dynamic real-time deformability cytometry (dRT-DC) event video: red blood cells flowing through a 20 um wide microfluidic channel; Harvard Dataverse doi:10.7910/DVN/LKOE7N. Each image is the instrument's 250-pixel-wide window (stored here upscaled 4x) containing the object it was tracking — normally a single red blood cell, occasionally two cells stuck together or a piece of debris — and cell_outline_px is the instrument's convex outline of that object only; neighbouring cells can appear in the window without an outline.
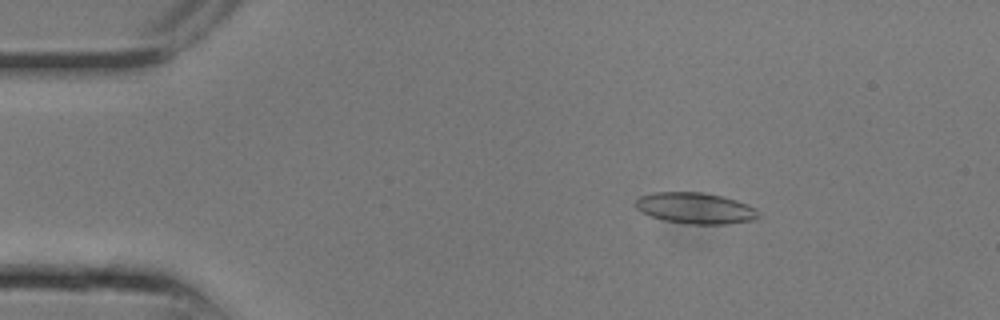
{"species": "common noctule bat (a hibernating species)", "species_latin": "Nyctalus noctula", "temperature_condition": "room temperature", "stored_images_in_passage": 13, "camera_frame_rate_fps": 3000, "um_per_image_px": 0.085, "animal": {"sex": "male", "body_mass_g": 13.3}, "frame": {"image": 1, "passage_image": 4, "time_ms": 1.0, "image_size_px": [1000, 320], "cell_outline_px": [[760, 216], [752, 220], [728, 224], [684, 224], [664, 220], [640, 212], [636, 208], [636, 200], [640, 196], [652, 192], [700, 192], [724, 196], [748, 204], [756, 208]], "centroid_in_image_um": [59.11, 17.69], "position_along_channel_um": 25.9, "area_um2": 22.43}}
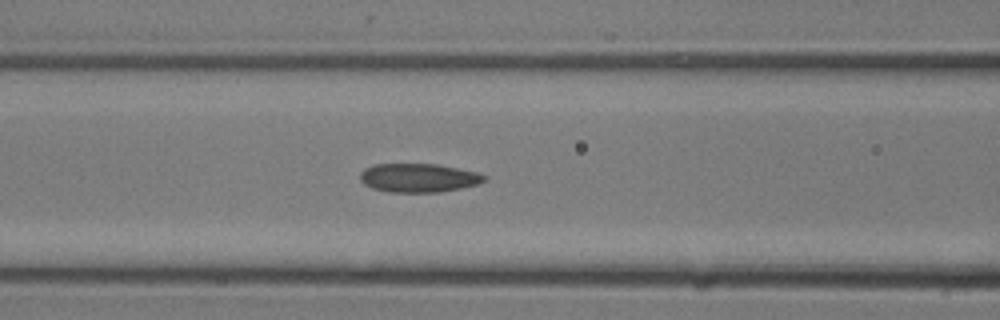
{"frame": {"image": 2, "passage_image": 10, "time_ms": 3.0, "image_size_px": [1000, 320], "cell_outline_px": [[488, 176], [484, 180], [476, 184], [460, 188], [440, 192], [388, 192], [372, 188], [364, 184], [360, 180], [360, 172], [364, 168], [372, 164], [436, 164], [476, 172]], "centroid_in_image_um": [35.52, 15.11], "position_along_channel_um": 131.1, "area_um2": 20.75}}
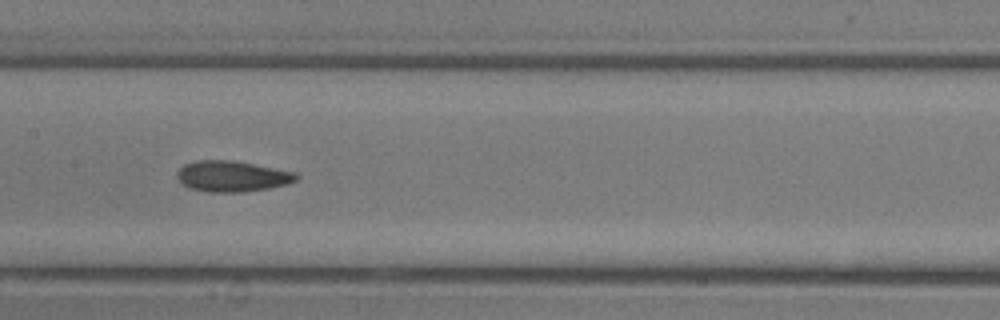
{"frame": {"image": 3, "passage_image": 12, "time_ms": 3.667, "image_size_px": [1000, 320], "cell_outline_px": [[300, 176], [296, 180], [288, 184], [268, 188], [244, 192], [208, 192], [188, 188], [180, 184], [176, 176], [176, 172], [184, 164], [196, 160], [232, 160], [296, 172]], "centroid_in_image_um": [19.69, 14.99], "position_along_channel_um": 187.7, "area_um2": 21.68}}